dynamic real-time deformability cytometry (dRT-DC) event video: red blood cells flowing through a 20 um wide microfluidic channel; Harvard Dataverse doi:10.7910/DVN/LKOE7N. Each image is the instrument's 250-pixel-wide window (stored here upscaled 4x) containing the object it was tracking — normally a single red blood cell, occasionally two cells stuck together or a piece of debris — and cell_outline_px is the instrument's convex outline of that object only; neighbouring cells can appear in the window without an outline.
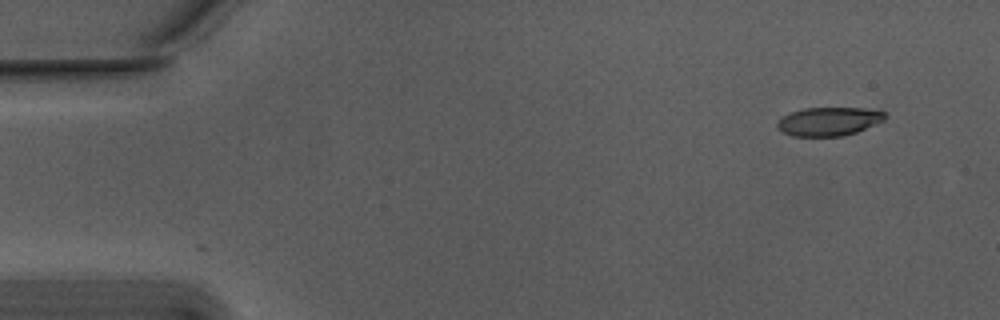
{"species": "Egyptian fruit bat (a non-hibernating species)", "species_latin": "Rousettus aegyptiacus", "temperature_condition": "warm", "stored_images_in_passage": 52, "camera_frame_rate_fps": 3000, "um_per_image_px": 0.085, "animal": {"sex": "male"}, "frame": {"image": 1, "passage_image": 1, "time_ms": 0.0, "image_size_px": [1000, 320], "cell_outline_px": [[888, 116], [884, 120], [876, 124], [856, 132], [844, 136], [792, 136], [784, 132], [776, 124], [776, 120], [788, 112], [804, 108], [864, 108], [884, 112]], "centroid_in_image_um": [70.44, 10.31], "position_along_channel_um": 14.6, "area_um2": 18.03}}
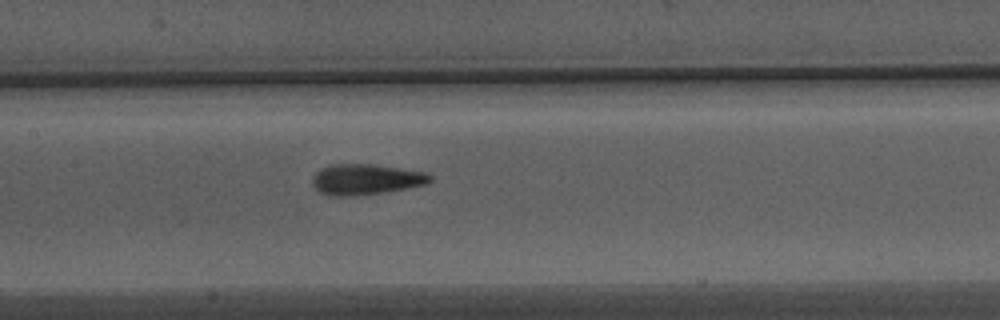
{"frame": {"image": 2, "passage_image": 23, "time_ms": 7.333, "image_size_px": [1000, 320], "cell_outline_px": [[432, 180], [424, 184], [404, 188], [356, 196], [328, 196], [320, 192], [312, 184], [312, 176], [320, 168], [328, 164], [372, 164], [424, 172], [432, 176]], "centroid_in_image_um": [31.01, 15.24], "position_along_channel_um": 176.4, "area_um2": 20.87}}
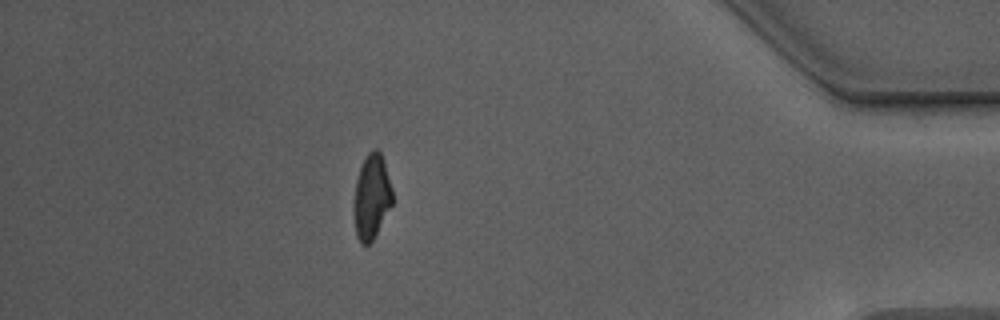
{"frame": {"image": 3, "passage_image": 45, "time_ms": 14.667, "image_size_px": [1000, 320], "cell_outline_px": [[392, 204], [372, 240], [368, 244], [360, 244], [356, 236], [352, 208], [356, 180], [360, 168], [368, 152], [372, 148], [376, 148], [380, 152], [384, 160], [392, 188]], "centroid_in_image_um": [31.56, 16.72], "position_along_channel_um": 403.6, "area_um2": 19.13}, "authors_computed_cell_mechanics": {"area_um2": 19.8543, "velocity_mm_per_s": 3.7667, "shape_relaxation_time_tau1_ms": 5.1406, "shape_relaxation_time_tau2_ms": 1.5336, "deformation_change_tau1": 0.2013, "deformation_change_tau2": 0.1019}}